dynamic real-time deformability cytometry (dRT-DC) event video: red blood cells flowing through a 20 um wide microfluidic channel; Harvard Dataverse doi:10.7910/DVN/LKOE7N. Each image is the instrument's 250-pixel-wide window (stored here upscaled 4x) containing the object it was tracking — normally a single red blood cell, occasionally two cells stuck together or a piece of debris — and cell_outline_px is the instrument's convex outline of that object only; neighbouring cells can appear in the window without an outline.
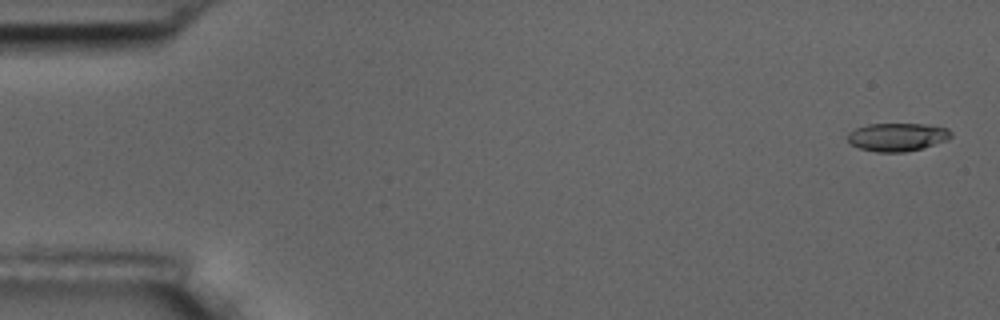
{"species": "common noctule bat (a hibernating species)", "species_latin": "Nyctalus noctula", "temperature_condition": "room temperature", "stored_images_in_passage": 6, "segment_of_instrument_passage": [2, 2], "camera_frame_rate_fps": 3000, "um_per_image_px": 0.085, "animal": {"sex": "male", "body_mass_g": 17.5, "forearm_length_mm": 52.3}, "frame": {"image": 1, "passage_image": 6, "time_ms": 6.667, "image_size_px": [1000, 320], "cell_outline_px": [[952, 136], [948, 140], [920, 148], [904, 152], [876, 152], [860, 148], [852, 144], [848, 140], [848, 132], [856, 128], [868, 124], [924, 124], [948, 128], [952, 132]], "centroid_in_image_um": [76.28, 11.64], "position_along_channel_um": 8.7, "area_um2": 16.88}}